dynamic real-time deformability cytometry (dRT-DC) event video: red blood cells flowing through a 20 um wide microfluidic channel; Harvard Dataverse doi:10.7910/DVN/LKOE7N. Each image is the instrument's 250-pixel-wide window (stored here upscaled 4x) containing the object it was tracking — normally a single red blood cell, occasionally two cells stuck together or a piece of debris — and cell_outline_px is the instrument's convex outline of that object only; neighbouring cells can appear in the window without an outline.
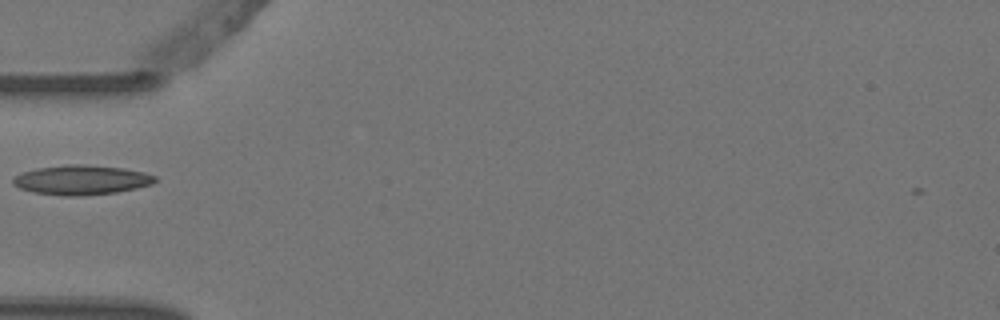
{"species": "Egyptian fruit bat (a non-hibernating species)", "species_latin": "Rousettus aegyptiacus", "temperature_condition": "warm", "stored_images_in_passage": 2, "camera_frame_rate_fps": 3000, "um_per_image_px": 0.085, "animal": {"sex": "female"}, "frame": {"image": 1, "passage_image": 1, "time_ms": 0.0, "image_size_px": [1000, 320], "cell_outline_px": [[156, 180], [152, 184], [136, 188], [116, 192], [80, 196], [64, 196], [32, 192], [20, 188], [12, 184], [12, 180], [16, 176], [24, 172], [36, 168], [64, 164], [84, 164], [124, 168], [144, 172], [156, 176]], "centroid_in_image_um": [6.92, 15.29], "position_along_channel_um": 78.1, "area_um2": 24.57}}
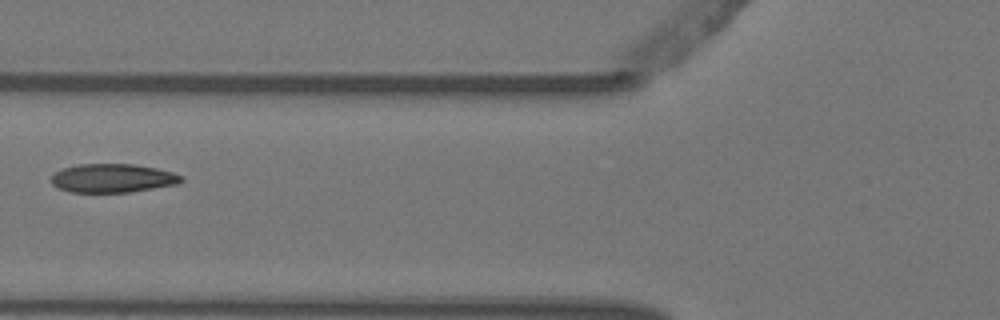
{"frame": {"image": 2, "passage_image": 2, "time_ms": 0.333, "image_size_px": [1000, 320], "cell_outline_px": [[184, 180], [180, 184], [128, 192], [72, 192], [56, 188], [52, 184], [52, 176], [56, 172], [64, 168], [80, 164], [132, 164], [156, 168], [172, 172], [184, 176]], "centroid_in_image_um": [9.61, 15.15], "position_along_channel_um": 116.2, "area_um2": 21.73}}